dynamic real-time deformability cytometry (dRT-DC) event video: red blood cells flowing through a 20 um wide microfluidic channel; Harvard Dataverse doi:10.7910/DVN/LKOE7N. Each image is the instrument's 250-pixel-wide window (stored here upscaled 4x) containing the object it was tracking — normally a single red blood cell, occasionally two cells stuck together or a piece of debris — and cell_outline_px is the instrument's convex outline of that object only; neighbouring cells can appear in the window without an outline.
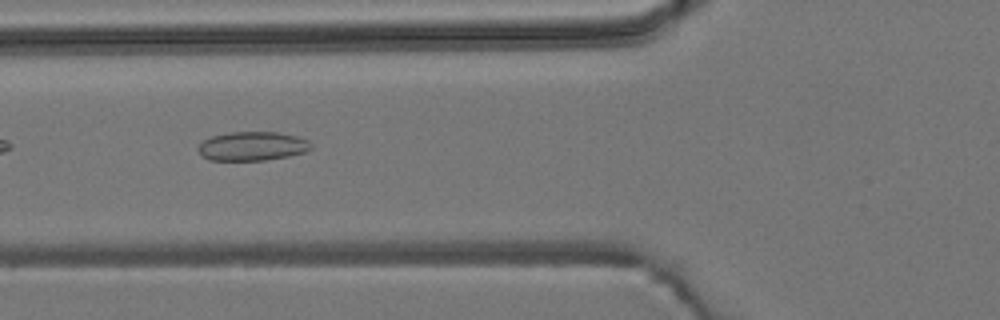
{"species": "common noctule bat (a hibernating species)", "species_latin": "Nyctalus noctula", "temperature_condition": "room temperature", "stored_images_in_passage": 6, "camera_frame_rate_fps": 3000, "um_per_image_px": 0.085, "animal": {"sex": "male", "body_mass_g": 19.2, "forearm_length_mm": 51.8}, "frame": {"image": 1, "passage_image": 6, "time_ms": 6.0, "image_size_px": [1000, 320], "cell_outline_px": [[312, 148], [304, 152], [288, 156], [264, 160], [212, 160], [200, 156], [196, 148], [204, 140], [212, 136], [232, 132], [276, 132], [296, 136], [308, 140], [312, 144]], "centroid_in_image_um": [21.43, 12.42], "position_along_channel_um": 104.4, "area_um2": 19.02}}